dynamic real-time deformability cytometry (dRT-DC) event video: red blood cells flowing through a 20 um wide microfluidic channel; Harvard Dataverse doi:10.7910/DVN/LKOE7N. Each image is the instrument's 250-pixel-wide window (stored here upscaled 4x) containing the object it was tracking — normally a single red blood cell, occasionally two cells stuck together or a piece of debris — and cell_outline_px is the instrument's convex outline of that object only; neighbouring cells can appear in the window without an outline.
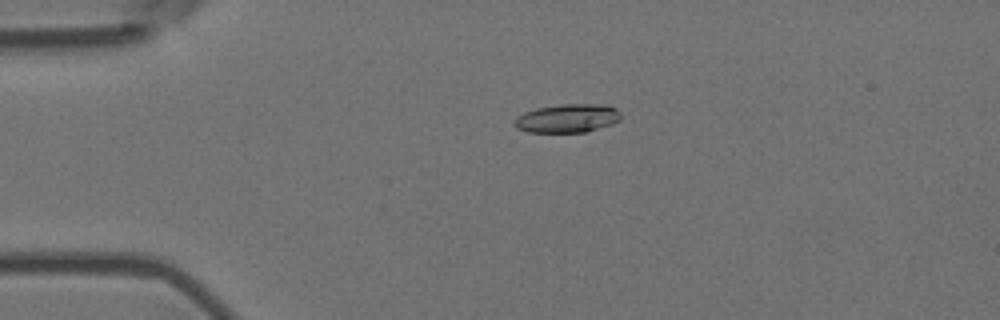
{"species": "Egyptian fruit bat (a non-hibernating species)", "species_latin": "Rousettus aegyptiacus", "temperature_condition": "room temperature", "stored_images_in_passage": 40, "camera_frame_rate_fps": 3000, "um_per_image_px": 0.085, "animal": {"sex": "female"}, "frame": {"image": 1, "passage_image": 1, "time_ms": 0.0, "image_size_px": [1000, 320], "cell_outline_px": [[620, 120], [612, 124], [584, 132], [528, 132], [516, 128], [512, 124], [516, 116], [524, 112], [536, 108], [564, 104], [604, 104], [616, 108], [620, 112]], "centroid_in_image_um": [48.2, 10.05], "position_along_channel_um": 36.8, "area_um2": 17.8}}
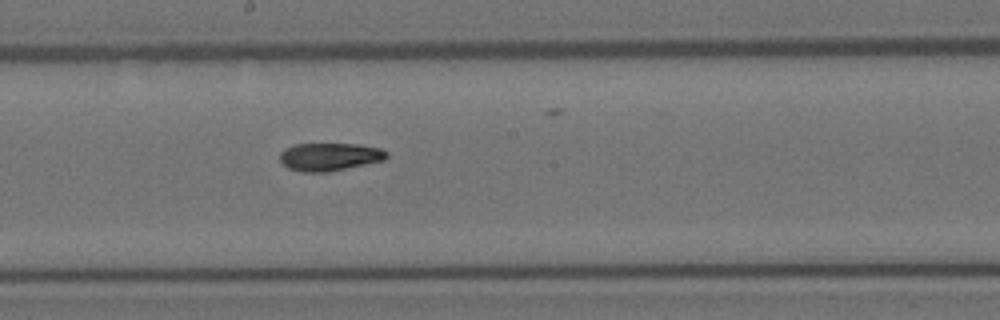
{"frame": {"image": 2, "passage_image": 19, "time_ms": 6.0, "image_size_px": [1000, 320], "cell_outline_px": [[388, 156], [384, 160], [328, 172], [300, 172], [288, 168], [280, 160], [280, 152], [284, 148], [296, 144], [356, 144], [380, 148], [388, 152]], "centroid_in_image_um": [28.0, 13.32], "position_along_channel_um": 220.2, "area_um2": 17.34}}
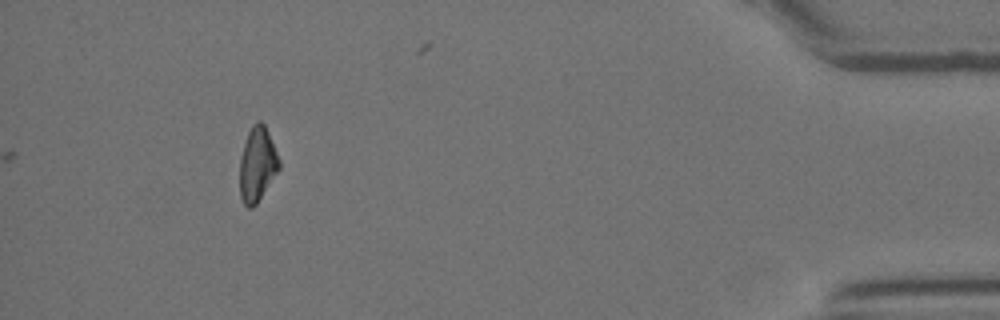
{"frame": {"image": 3, "passage_image": 40, "time_ms": 13.0, "image_size_px": [1000, 320], "cell_outline_px": [[280, 168], [256, 204], [252, 208], [248, 208], [244, 204], [240, 196], [240, 160], [244, 144], [248, 132], [252, 124], [256, 120], [260, 120], [264, 124], [280, 160]], "centroid_in_image_um": [21.86, 13.96], "position_along_channel_um": 413.3, "area_um2": 16.94}, "authors_computed_cell_mechanics": {"area_um2": 17.5134, "velocity_mm_per_s": 3.6528, "shape_relaxation_time_tau1_ms": 5.3299, "shape_relaxation_time_tau2_ms": 8.9776, "deformation_change_tau1": 0.1524, "deformation_change_tau2": 0.0969}}